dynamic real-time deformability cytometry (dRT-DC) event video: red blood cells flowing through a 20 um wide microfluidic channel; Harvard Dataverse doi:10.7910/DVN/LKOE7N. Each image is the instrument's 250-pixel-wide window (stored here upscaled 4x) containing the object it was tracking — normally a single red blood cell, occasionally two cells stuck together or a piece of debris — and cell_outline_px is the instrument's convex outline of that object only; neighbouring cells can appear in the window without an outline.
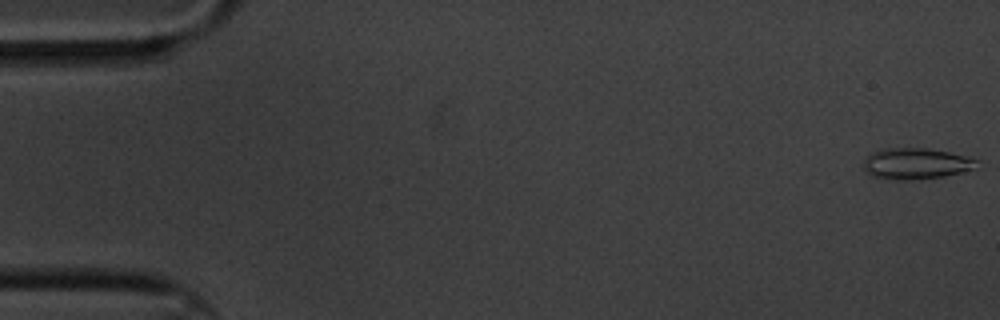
{"species": "common noctule bat (a hibernating species)", "species_latin": "Nyctalus noctula", "temperature_condition": "cold", "stored_images_in_passage": 11, "camera_frame_rate_fps": 3000, "um_per_image_px": 0.085, "animal": {"sex": "male", "body_mass_g": 20.1, "forearm_length_mm": 53.5}, "frame": {"image": 1, "passage_image": 1, "time_ms": 0.0, "image_size_px": [1000, 320], "cell_outline_px": [[980, 168], [944, 176], [912, 180], [892, 180], [872, 176], [864, 168], [864, 160], [872, 152], [880, 148], [928, 148], [968, 156], [980, 160]], "centroid_in_image_um": [77.93, 13.9], "position_along_channel_um": 7.1, "area_um2": 20.92}}